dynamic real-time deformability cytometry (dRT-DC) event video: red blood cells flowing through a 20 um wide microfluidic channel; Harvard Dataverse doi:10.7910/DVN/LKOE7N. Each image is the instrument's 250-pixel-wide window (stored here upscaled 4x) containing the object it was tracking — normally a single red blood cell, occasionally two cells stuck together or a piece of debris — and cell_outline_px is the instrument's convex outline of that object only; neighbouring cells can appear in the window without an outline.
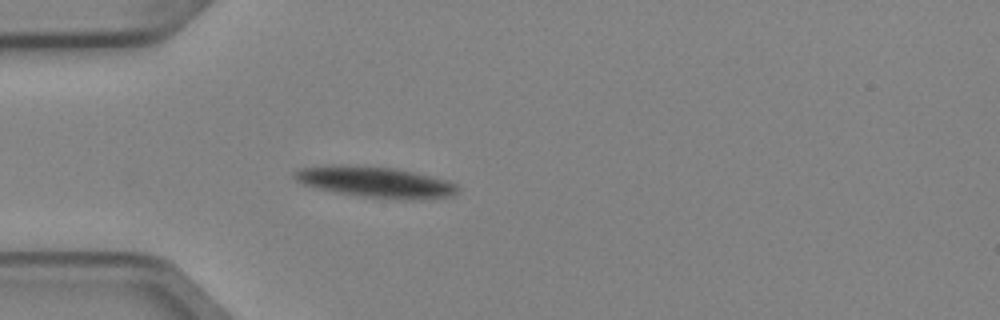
{"species": "Egyptian fruit bat (a non-hibernating species)", "species_latin": "Rousettus aegyptiacus", "temperature_condition": "cold", "stored_images_in_passage": 3, "camera_frame_rate_fps": 3000, "um_per_image_px": 0.085, "animal": {"sex": "female"}, "frame": {"image": 1, "passage_image": 3, "time_ms": 0.667, "image_size_px": [1000, 320], "cell_outline_px": [[460, 188], [452, 196], [428, 200], [396, 200], [364, 196], [336, 192], [304, 184], [296, 180], [292, 176], [292, 172], [300, 168], [332, 164], [344, 164], [396, 168], [448, 180], [456, 184]], "centroid_in_image_um": [31.95, 15.47], "position_along_channel_um": 53.0, "area_um2": 29.77}}